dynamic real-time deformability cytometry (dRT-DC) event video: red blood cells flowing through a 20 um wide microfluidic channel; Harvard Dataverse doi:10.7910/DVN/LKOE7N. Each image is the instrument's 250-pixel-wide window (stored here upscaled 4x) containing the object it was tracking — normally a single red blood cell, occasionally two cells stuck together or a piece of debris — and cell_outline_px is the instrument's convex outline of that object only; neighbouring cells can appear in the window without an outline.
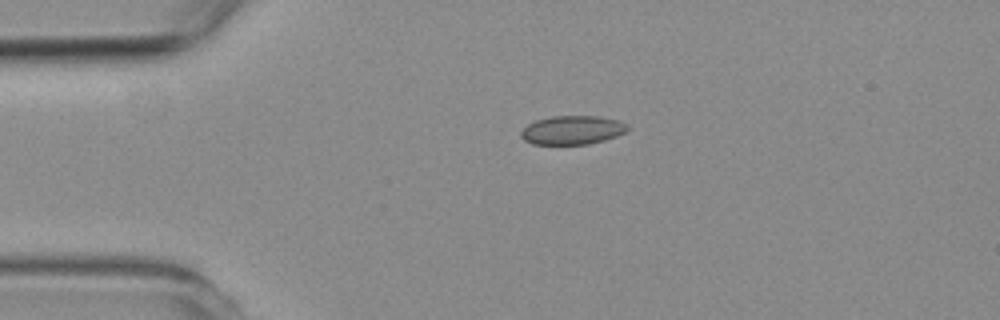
{"species": "common noctule bat (a hibernating species)", "species_latin": "Nyctalus noctula", "temperature_condition": "room temperature", "stored_images_in_passage": 10, "camera_frame_rate_fps": 3000, "um_per_image_px": 0.085, "animal": {"sex": "female", "body_mass_g": 19.3, "forearm_length_mm": 54.1}, "frame": {"image": 1, "passage_image": 1, "time_ms": 0.0, "image_size_px": [1000, 320], "cell_outline_px": [[628, 128], [624, 132], [616, 136], [604, 140], [588, 144], [532, 144], [524, 140], [520, 136], [520, 132], [528, 124], [536, 120], [552, 116], [600, 116], [620, 120], [628, 124]], "centroid_in_image_um": [48.65, 11.05], "position_along_channel_um": 36.4, "area_um2": 17.92}}
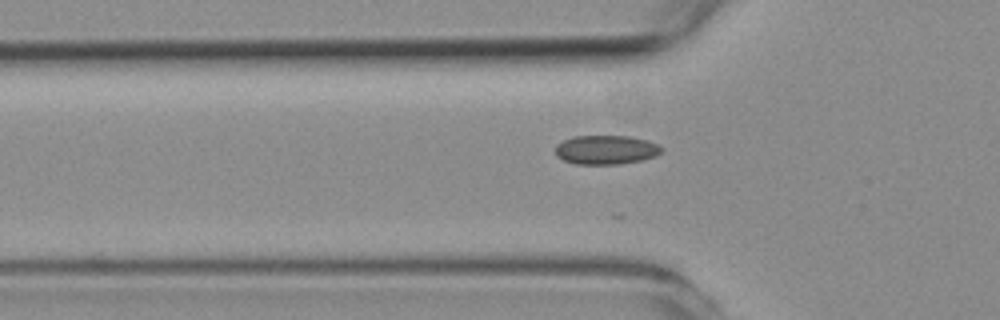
{"frame": {"image": 2, "passage_image": 7, "time_ms": 2.0, "image_size_px": [1000, 320], "cell_outline_px": [[664, 148], [656, 156], [640, 160], [620, 164], [576, 164], [564, 160], [556, 156], [556, 144], [572, 136], [628, 136], [648, 140]], "centroid_in_image_um": [51.5, 12.73], "position_along_channel_um": 74.3, "area_um2": 17.98}}
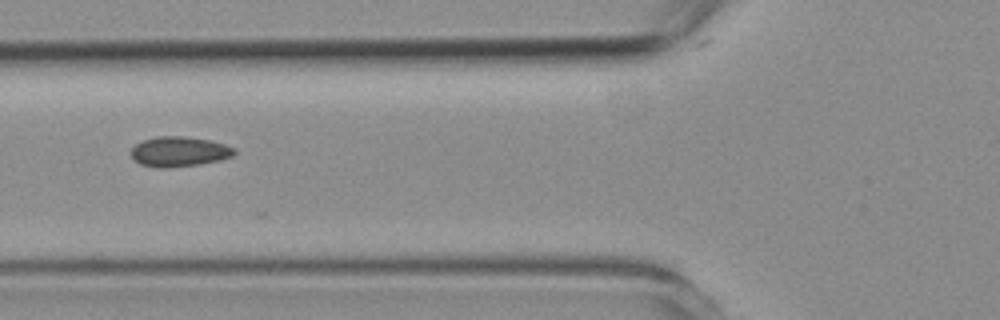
{"frame": {"image": 3, "passage_image": 10, "time_ms": 3.0, "image_size_px": [1000, 320], "cell_outline_px": [[236, 152], [232, 156], [220, 160], [200, 164], [164, 168], [156, 168], [140, 164], [132, 156], [132, 148], [136, 144], [144, 140], [156, 136], [184, 136], [208, 140], [224, 144], [236, 148]], "centroid_in_image_um": [15.24, 12.89], "position_along_channel_um": 110.6, "area_um2": 17.98}}